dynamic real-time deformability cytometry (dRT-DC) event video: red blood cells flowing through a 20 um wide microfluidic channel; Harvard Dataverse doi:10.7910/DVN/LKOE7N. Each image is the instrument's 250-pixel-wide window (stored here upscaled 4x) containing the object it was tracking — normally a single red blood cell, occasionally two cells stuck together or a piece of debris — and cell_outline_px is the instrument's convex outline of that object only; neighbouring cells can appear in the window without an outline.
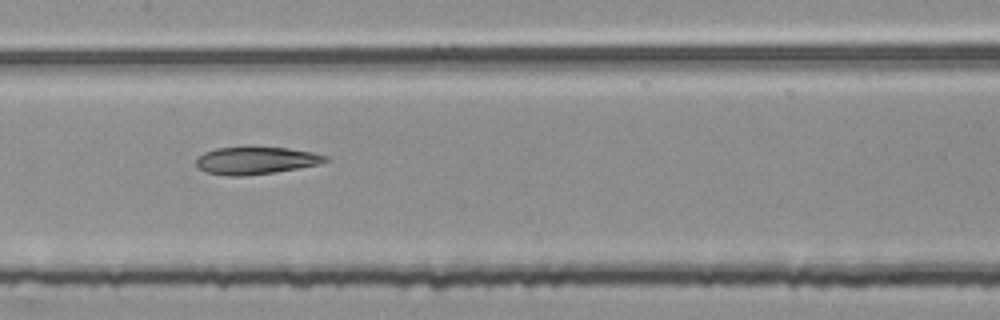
{"species": "common noctule bat (a hibernating species)", "species_latin": "Nyctalus noctula", "temperature_condition": "room temperature", "stored_images_in_passage": 54, "segment_of_instrument_passage": [2, 2], "camera_frame_rate_fps": 3000, "um_per_image_px": 0.085, "animal": {"sex": "female", "body_mass_g": 25.1}, "frame": {"image": 1, "passage_image": 27, "time_ms": 8.667, "image_size_px": [1000, 320], "cell_outline_px": [[328, 160], [320, 164], [276, 172], [248, 176], [228, 176], [204, 172], [196, 168], [196, 160], [204, 152], [216, 148], [248, 144], [288, 148], [312, 152], [328, 156]], "centroid_in_image_um": [21.71, 13.61], "position_along_channel_um": 185.7, "area_um2": 21.62}}
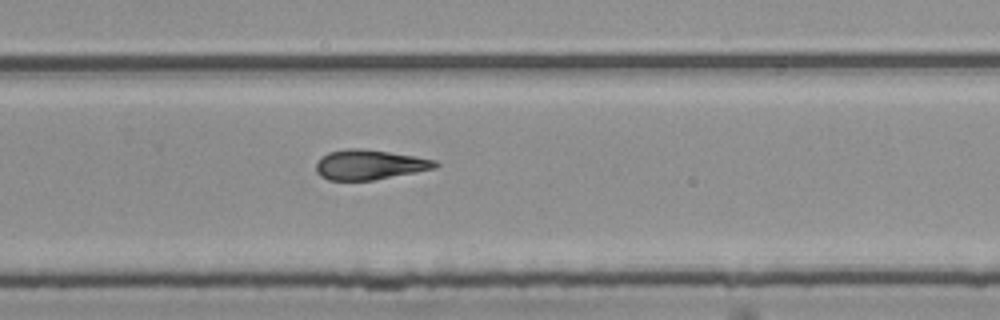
{"frame": {"image": 2, "passage_image": 36, "time_ms": 11.667, "image_size_px": [1000, 320], "cell_outline_px": [[440, 164], [436, 168], [416, 172], [372, 180], [328, 180], [320, 176], [316, 172], [316, 164], [320, 156], [328, 152], [348, 148], [360, 148], [416, 156], [436, 160]], "centroid_in_image_um": [31.39, 13.99], "position_along_channel_um": 298.4, "area_um2": 20.81}}
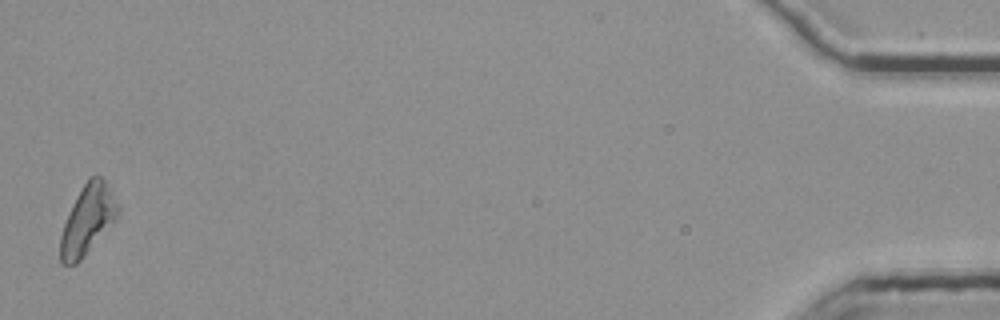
{"frame": {"image": 3, "passage_image": 54, "time_ms": 17.667, "image_size_px": [1000, 320], "cell_outline_px": [[120, 208], [116, 216], [84, 256], [76, 264], [60, 264], [60, 236], [64, 224], [72, 204], [76, 196], [88, 176], [96, 172], [104, 180]], "centroid_in_image_um": [7.4, 18.64], "position_along_channel_um": 427.8, "area_um2": 22.66}}